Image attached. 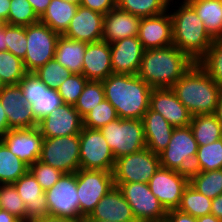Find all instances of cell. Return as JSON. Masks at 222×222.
<instances>
[{
  "instance_id": "obj_1",
  "label": "cell",
  "mask_w": 222,
  "mask_h": 222,
  "mask_svg": "<svg viewBox=\"0 0 222 222\" xmlns=\"http://www.w3.org/2000/svg\"><path fill=\"white\" fill-rule=\"evenodd\" d=\"M105 99L119 118L140 119L149 109L152 87L138 75L112 73L102 81Z\"/></svg>"
},
{
  "instance_id": "obj_2",
  "label": "cell",
  "mask_w": 222,
  "mask_h": 222,
  "mask_svg": "<svg viewBox=\"0 0 222 222\" xmlns=\"http://www.w3.org/2000/svg\"><path fill=\"white\" fill-rule=\"evenodd\" d=\"M194 64L174 45L146 49L137 75L152 88H171Z\"/></svg>"
},
{
  "instance_id": "obj_3",
  "label": "cell",
  "mask_w": 222,
  "mask_h": 222,
  "mask_svg": "<svg viewBox=\"0 0 222 222\" xmlns=\"http://www.w3.org/2000/svg\"><path fill=\"white\" fill-rule=\"evenodd\" d=\"M171 89L192 116L214 114L222 91L197 63Z\"/></svg>"
},
{
  "instance_id": "obj_4",
  "label": "cell",
  "mask_w": 222,
  "mask_h": 222,
  "mask_svg": "<svg viewBox=\"0 0 222 222\" xmlns=\"http://www.w3.org/2000/svg\"><path fill=\"white\" fill-rule=\"evenodd\" d=\"M170 10L172 19L173 45L187 54L195 63L207 52L213 39L207 33L201 18L186 2Z\"/></svg>"
},
{
  "instance_id": "obj_5",
  "label": "cell",
  "mask_w": 222,
  "mask_h": 222,
  "mask_svg": "<svg viewBox=\"0 0 222 222\" xmlns=\"http://www.w3.org/2000/svg\"><path fill=\"white\" fill-rule=\"evenodd\" d=\"M99 130L115 159L146 148L143 122L140 119L118 118Z\"/></svg>"
},
{
  "instance_id": "obj_6",
  "label": "cell",
  "mask_w": 222,
  "mask_h": 222,
  "mask_svg": "<svg viewBox=\"0 0 222 222\" xmlns=\"http://www.w3.org/2000/svg\"><path fill=\"white\" fill-rule=\"evenodd\" d=\"M198 144L190 126L175 127L168 146L159 154L161 167L190 174Z\"/></svg>"
},
{
  "instance_id": "obj_7",
  "label": "cell",
  "mask_w": 222,
  "mask_h": 222,
  "mask_svg": "<svg viewBox=\"0 0 222 222\" xmlns=\"http://www.w3.org/2000/svg\"><path fill=\"white\" fill-rule=\"evenodd\" d=\"M39 161L64 174L76 173L80 169L79 134L44 138Z\"/></svg>"
},
{
  "instance_id": "obj_8",
  "label": "cell",
  "mask_w": 222,
  "mask_h": 222,
  "mask_svg": "<svg viewBox=\"0 0 222 222\" xmlns=\"http://www.w3.org/2000/svg\"><path fill=\"white\" fill-rule=\"evenodd\" d=\"M76 185L81 221L91 214L101 198L114 187L113 172L79 169L76 172Z\"/></svg>"
},
{
  "instance_id": "obj_9",
  "label": "cell",
  "mask_w": 222,
  "mask_h": 222,
  "mask_svg": "<svg viewBox=\"0 0 222 222\" xmlns=\"http://www.w3.org/2000/svg\"><path fill=\"white\" fill-rule=\"evenodd\" d=\"M160 166L159 155L148 148L122 156L115 161L114 183H149Z\"/></svg>"
},
{
  "instance_id": "obj_10",
  "label": "cell",
  "mask_w": 222,
  "mask_h": 222,
  "mask_svg": "<svg viewBox=\"0 0 222 222\" xmlns=\"http://www.w3.org/2000/svg\"><path fill=\"white\" fill-rule=\"evenodd\" d=\"M59 36L41 22L26 26L27 51L23 60L26 72H34L54 59Z\"/></svg>"
},
{
  "instance_id": "obj_11",
  "label": "cell",
  "mask_w": 222,
  "mask_h": 222,
  "mask_svg": "<svg viewBox=\"0 0 222 222\" xmlns=\"http://www.w3.org/2000/svg\"><path fill=\"white\" fill-rule=\"evenodd\" d=\"M130 205L137 222L165 220L167 211L151 192L148 183H114Z\"/></svg>"
},
{
  "instance_id": "obj_12",
  "label": "cell",
  "mask_w": 222,
  "mask_h": 222,
  "mask_svg": "<svg viewBox=\"0 0 222 222\" xmlns=\"http://www.w3.org/2000/svg\"><path fill=\"white\" fill-rule=\"evenodd\" d=\"M45 194L49 216L80 221L76 173L63 174Z\"/></svg>"
},
{
  "instance_id": "obj_13",
  "label": "cell",
  "mask_w": 222,
  "mask_h": 222,
  "mask_svg": "<svg viewBox=\"0 0 222 222\" xmlns=\"http://www.w3.org/2000/svg\"><path fill=\"white\" fill-rule=\"evenodd\" d=\"M79 139L80 169L113 172L116 159L99 129L83 127Z\"/></svg>"
},
{
  "instance_id": "obj_14",
  "label": "cell",
  "mask_w": 222,
  "mask_h": 222,
  "mask_svg": "<svg viewBox=\"0 0 222 222\" xmlns=\"http://www.w3.org/2000/svg\"><path fill=\"white\" fill-rule=\"evenodd\" d=\"M148 184L165 210L170 211L178 208L183 191L189 184V175L160 166Z\"/></svg>"
},
{
  "instance_id": "obj_15",
  "label": "cell",
  "mask_w": 222,
  "mask_h": 222,
  "mask_svg": "<svg viewBox=\"0 0 222 222\" xmlns=\"http://www.w3.org/2000/svg\"><path fill=\"white\" fill-rule=\"evenodd\" d=\"M0 103L8 119L10 129L38 127L31 106L26 103L19 84L6 85L0 90Z\"/></svg>"
},
{
  "instance_id": "obj_16",
  "label": "cell",
  "mask_w": 222,
  "mask_h": 222,
  "mask_svg": "<svg viewBox=\"0 0 222 222\" xmlns=\"http://www.w3.org/2000/svg\"><path fill=\"white\" fill-rule=\"evenodd\" d=\"M43 139L38 127L10 129L0 137L11 153L28 166L39 160Z\"/></svg>"
},
{
  "instance_id": "obj_17",
  "label": "cell",
  "mask_w": 222,
  "mask_h": 222,
  "mask_svg": "<svg viewBox=\"0 0 222 222\" xmlns=\"http://www.w3.org/2000/svg\"><path fill=\"white\" fill-rule=\"evenodd\" d=\"M83 118L72 105L62 104L39 121L38 129L44 138L80 134Z\"/></svg>"
},
{
  "instance_id": "obj_18",
  "label": "cell",
  "mask_w": 222,
  "mask_h": 222,
  "mask_svg": "<svg viewBox=\"0 0 222 222\" xmlns=\"http://www.w3.org/2000/svg\"><path fill=\"white\" fill-rule=\"evenodd\" d=\"M171 4L163 14L141 18L137 37L145 50L173 45L172 19L169 13Z\"/></svg>"
},
{
  "instance_id": "obj_19",
  "label": "cell",
  "mask_w": 222,
  "mask_h": 222,
  "mask_svg": "<svg viewBox=\"0 0 222 222\" xmlns=\"http://www.w3.org/2000/svg\"><path fill=\"white\" fill-rule=\"evenodd\" d=\"M112 71L115 74L137 75L145 49L137 36L110 44Z\"/></svg>"
},
{
  "instance_id": "obj_20",
  "label": "cell",
  "mask_w": 222,
  "mask_h": 222,
  "mask_svg": "<svg viewBox=\"0 0 222 222\" xmlns=\"http://www.w3.org/2000/svg\"><path fill=\"white\" fill-rule=\"evenodd\" d=\"M149 108L160 113L172 126H189L192 114L178 100L171 88H153Z\"/></svg>"
},
{
  "instance_id": "obj_21",
  "label": "cell",
  "mask_w": 222,
  "mask_h": 222,
  "mask_svg": "<svg viewBox=\"0 0 222 222\" xmlns=\"http://www.w3.org/2000/svg\"><path fill=\"white\" fill-rule=\"evenodd\" d=\"M104 15L91 9L78 6L68 29L62 34L67 38L87 44L102 40Z\"/></svg>"
},
{
  "instance_id": "obj_22",
  "label": "cell",
  "mask_w": 222,
  "mask_h": 222,
  "mask_svg": "<svg viewBox=\"0 0 222 222\" xmlns=\"http://www.w3.org/2000/svg\"><path fill=\"white\" fill-rule=\"evenodd\" d=\"M26 209V222L48 216L45 191L31 171H27L13 183Z\"/></svg>"
},
{
  "instance_id": "obj_23",
  "label": "cell",
  "mask_w": 222,
  "mask_h": 222,
  "mask_svg": "<svg viewBox=\"0 0 222 222\" xmlns=\"http://www.w3.org/2000/svg\"><path fill=\"white\" fill-rule=\"evenodd\" d=\"M88 217L110 222H137L130 205L117 186L112 187L101 198Z\"/></svg>"
},
{
  "instance_id": "obj_24",
  "label": "cell",
  "mask_w": 222,
  "mask_h": 222,
  "mask_svg": "<svg viewBox=\"0 0 222 222\" xmlns=\"http://www.w3.org/2000/svg\"><path fill=\"white\" fill-rule=\"evenodd\" d=\"M112 73L110 44L103 40L87 44L82 74L89 81H103Z\"/></svg>"
},
{
  "instance_id": "obj_25",
  "label": "cell",
  "mask_w": 222,
  "mask_h": 222,
  "mask_svg": "<svg viewBox=\"0 0 222 222\" xmlns=\"http://www.w3.org/2000/svg\"><path fill=\"white\" fill-rule=\"evenodd\" d=\"M140 20L141 17L116 6L104 15L102 40L111 44L120 39L137 36Z\"/></svg>"
},
{
  "instance_id": "obj_26",
  "label": "cell",
  "mask_w": 222,
  "mask_h": 222,
  "mask_svg": "<svg viewBox=\"0 0 222 222\" xmlns=\"http://www.w3.org/2000/svg\"><path fill=\"white\" fill-rule=\"evenodd\" d=\"M142 122L146 148L159 155L168 146L175 127L150 108L143 115Z\"/></svg>"
},
{
  "instance_id": "obj_27",
  "label": "cell",
  "mask_w": 222,
  "mask_h": 222,
  "mask_svg": "<svg viewBox=\"0 0 222 222\" xmlns=\"http://www.w3.org/2000/svg\"><path fill=\"white\" fill-rule=\"evenodd\" d=\"M87 43L60 35L55 49V60L73 74H82Z\"/></svg>"
},
{
  "instance_id": "obj_28",
  "label": "cell",
  "mask_w": 222,
  "mask_h": 222,
  "mask_svg": "<svg viewBox=\"0 0 222 222\" xmlns=\"http://www.w3.org/2000/svg\"><path fill=\"white\" fill-rule=\"evenodd\" d=\"M201 18L210 37L222 38V7L219 0H185Z\"/></svg>"
},
{
  "instance_id": "obj_29",
  "label": "cell",
  "mask_w": 222,
  "mask_h": 222,
  "mask_svg": "<svg viewBox=\"0 0 222 222\" xmlns=\"http://www.w3.org/2000/svg\"><path fill=\"white\" fill-rule=\"evenodd\" d=\"M78 5L64 0H51L39 22L49 26L53 31L62 35L69 26L73 16L76 14Z\"/></svg>"
},
{
  "instance_id": "obj_30",
  "label": "cell",
  "mask_w": 222,
  "mask_h": 222,
  "mask_svg": "<svg viewBox=\"0 0 222 222\" xmlns=\"http://www.w3.org/2000/svg\"><path fill=\"white\" fill-rule=\"evenodd\" d=\"M189 126L198 146L210 144L222 138V124L214 114L192 116Z\"/></svg>"
},
{
  "instance_id": "obj_31",
  "label": "cell",
  "mask_w": 222,
  "mask_h": 222,
  "mask_svg": "<svg viewBox=\"0 0 222 222\" xmlns=\"http://www.w3.org/2000/svg\"><path fill=\"white\" fill-rule=\"evenodd\" d=\"M29 171V166L13 155L0 140V184H13Z\"/></svg>"
},
{
  "instance_id": "obj_32",
  "label": "cell",
  "mask_w": 222,
  "mask_h": 222,
  "mask_svg": "<svg viewBox=\"0 0 222 222\" xmlns=\"http://www.w3.org/2000/svg\"><path fill=\"white\" fill-rule=\"evenodd\" d=\"M222 169V138L213 143L198 146L192 172Z\"/></svg>"
},
{
  "instance_id": "obj_33",
  "label": "cell",
  "mask_w": 222,
  "mask_h": 222,
  "mask_svg": "<svg viewBox=\"0 0 222 222\" xmlns=\"http://www.w3.org/2000/svg\"><path fill=\"white\" fill-rule=\"evenodd\" d=\"M189 184L207 198L222 195V169L189 174Z\"/></svg>"
},
{
  "instance_id": "obj_34",
  "label": "cell",
  "mask_w": 222,
  "mask_h": 222,
  "mask_svg": "<svg viewBox=\"0 0 222 222\" xmlns=\"http://www.w3.org/2000/svg\"><path fill=\"white\" fill-rule=\"evenodd\" d=\"M169 0H116V6L139 17H152L169 9Z\"/></svg>"
},
{
  "instance_id": "obj_35",
  "label": "cell",
  "mask_w": 222,
  "mask_h": 222,
  "mask_svg": "<svg viewBox=\"0 0 222 222\" xmlns=\"http://www.w3.org/2000/svg\"><path fill=\"white\" fill-rule=\"evenodd\" d=\"M212 199L198 192L190 184L183 191L178 210L198 218L210 214Z\"/></svg>"
},
{
  "instance_id": "obj_36",
  "label": "cell",
  "mask_w": 222,
  "mask_h": 222,
  "mask_svg": "<svg viewBox=\"0 0 222 222\" xmlns=\"http://www.w3.org/2000/svg\"><path fill=\"white\" fill-rule=\"evenodd\" d=\"M196 63L222 87V38L214 39L207 52Z\"/></svg>"
},
{
  "instance_id": "obj_37",
  "label": "cell",
  "mask_w": 222,
  "mask_h": 222,
  "mask_svg": "<svg viewBox=\"0 0 222 222\" xmlns=\"http://www.w3.org/2000/svg\"><path fill=\"white\" fill-rule=\"evenodd\" d=\"M62 104L64 103L58 91L47 87L40 80V95L35 100V103L31 105L36 120L39 122Z\"/></svg>"
},
{
  "instance_id": "obj_38",
  "label": "cell",
  "mask_w": 222,
  "mask_h": 222,
  "mask_svg": "<svg viewBox=\"0 0 222 222\" xmlns=\"http://www.w3.org/2000/svg\"><path fill=\"white\" fill-rule=\"evenodd\" d=\"M26 73L23 60L9 51L0 52V76L6 85L18 84Z\"/></svg>"
},
{
  "instance_id": "obj_39",
  "label": "cell",
  "mask_w": 222,
  "mask_h": 222,
  "mask_svg": "<svg viewBox=\"0 0 222 222\" xmlns=\"http://www.w3.org/2000/svg\"><path fill=\"white\" fill-rule=\"evenodd\" d=\"M104 99L105 95L102 81H88L74 107L83 118Z\"/></svg>"
},
{
  "instance_id": "obj_40",
  "label": "cell",
  "mask_w": 222,
  "mask_h": 222,
  "mask_svg": "<svg viewBox=\"0 0 222 222\" xmlns=\"http://www.w3.org/2000/svg\"><path fill=\"white\" fill-rule=\"evenodd\" d=\"M0 209L26 222L25 204L13 184H0Z\"/></svg>"
},
{
  "instance_id": "obj_41",
  "label": "cell",
  "mask_w": 222,
  "mask_h": 222,
  "mask_svg": "<svg viewBox=\"0 0 222 222\" xmlns=\"http://www.w3.org/2000/svg\"><path fill=\"white\" fill-rule=\"evenodd\" d=\"M34 73L47 87L56 90L72 74L55 58L39 67Z\"/></svg>"
},
{
  "instance_id": "obj_42",
  "label": "cell",
  "mask_w": 222,
  "mask_h": 222,
  "mask_svg": "<svg viewBox=\"0 0 222 222\" xmlns=\"http://www.w3.org/2000/svg\"><path fill=\"white\" fill-rule=\"evenodd\" d=\"M118 118L116 109L104 99L83 117V127L100 129Z\"/></svg>"
},
{
  "instance_id": "obj_43",
  "label": "cell",
  "mask_w": 222,
  "mask_h": 222,
  "mask_svg": "<svg viewBox=\"0 0 222 222\" xmlns=\"http://www.w3.org/2000/svg\"><path fill=\"white\" fill-rule=\"evenodd\" d=\"M38 22L39 17L28 0H10L8 24L25 27Z\"/></svg>"
},
{
  "instance_id": "obj_44",
  "label": "cell",
  "mask_w": 222,
  "mask_h": 222,
  "mask_svg": "<svg viewBox=\"0 0 222 222\" xmlns=\"http://www.w3.org/2000/svg\"><path fill=\"white\" fill-rule=\"evenodd\" d=\"M89 80L83 74H71L57 89L63 103L74 106Z\"/></svg>"
},
{
  "instance_id": "obj_45",
  "label": "cell",
  "mask_w": 222,
  "mask_h": 222,
  "mask_svg": "<svg viewBox=\"0 0 222 222\" xmlns=\"http://www.w3.org/2000/svg\"><path fill=\"white\" fill-rule=\"evenodd\" d=\"M7 51L24 60L27 51L26 26L6 24Z\"/></svg>"
},
{
  "instance_id": "obj_46",
  "label": "cell",
  "mask_w": 222,
  "mask_h": 222,
  "mask_svg": "<svg viewBox=\"0 0 222 222\" xmlns=\"http://www.w3.org/2000/svg\"><path fill=\"white\" fill-rule=\"evenodd\" d=\"M29 170L35 176L37 182L44 191L50 189L64 173L39 160L29 166Z\"/></svg>"
},
{
  "instance_id": "obj_47",
  "label": "cell",
  "mask_w": 222,
  "mask_h": 222,
  "mask_svg": "<svg viewBox=\"0 0 222 222\" xmlns=\"http://www.w3.org/2000/svg\"><path fill=\"white\" fill-rule=\"evenodd\" d=\"M18 84L26 103L31 106L40 95V79L34 72H27Z\"/></svg>"
},
{
  "instance_id": "obj_48",
  "label": "cell",
  "mask_w": 222,
  "mask_h": 222,
  "mask_svg": "<svg viewBox=\"0 0 222 222\" xmlns=\"http://www.w3.org/2000/svg\"><path fill=\"white\" fill-rule=\"evenodd\" d=\"M80 6L105 15L116 7V0H82Z\"/></svg>"
},
{
  "instance_id": "obj_49",
  "label": "cell",
  "mask_w": 222,
  "mask_h": 222,
  "mask_svg": "<svg viewBox=\"0 0 222 222\" xmlns=\"http://www.w3.org/2000/svg\"><path fill=\"white\" fill-rule=\"evenodd\" d=\"M165 220L167 222H197V218L178 209L167 211Z\"/></svg>"
},
{
  "instance_id": "obj_50",
  "label": "cell",
  "mask_w": 222,
  "mask_h": 222,
  "mask_svg": "<svg viewBox=\"0 0 222 222\" xmlns=\"http://www.w3.org/2000/svg\"><path fill=\"white\" fill-rule=\"evenodd\" d=\"M28 1L39 18L44 14L46 9L48 8V5L51 2V0H28Z\"/></svg>"
},
{
  "instance_id": "obj_51",
  "label": "cell",
  "mask_w": 222,
  "mask_h": 222,
  "mask_svg": "<svg viewBox=\"0 0 222 222\" xmlns=\"http://www.w3.org/2000/svg\"><path fill=\"white\" fill-rule=\"evenodd\" d=\"M215 217L222 221V195L212 199L211 212Z\"/></svg>"
},
{
  "instance_id": "obj_52",
  "label": "cell",
  "mask_w": 222,
  "mask_h": 222,
  "mask_svg": "<svg viewBox=\"0 0 222 222\" xmlns=\"http://www.w3.org/2000/svg\"><path fill=\"white\" fill-rule=\"evenodd\" d=\"M8 131V119L4 108L0 103V137Z\"/></svg>"
},
{
  "instance_id": "obj_53",
  "label": "cell",
  "mask_w": 222,
  "mask_h": 222,
  "mask_svg": "<svg viewBox=\"0 0 222 222\" xmlns=\"http://www.w3.org/2000/svg\"><path fill=\"white\" fill-rule=\"evenodd\" d=\"M31 222H81V221H75L72 219H67V218H61V217H55V216H46L42 217L36 220H33Z\"/></svg>"
},
{
  "instance_id": "obj_54",
  "label": "cell",
  "mask_w": 222,
  "mask_h": 222,
  "mask_svg": "<svg viewBox=\"0 0 222 222\" xmlns=\"http://www.w3.org/2000/svg\"><path fill=\"white\" fill-rule=\"evenodd\" d=\"M10 9V0H0V17L8 24V15Z\"/></svg>"
},
{
  "instance_id": "obj_55",
  "label": "cell",
  "mask_w": 222,
  "mask_h": 222,
  "mask_svg": "<svg viewBox=\"0 0 222 222\" xmlns=\"http://www.w3.org/2000/svg\"><path fill=\"white\" fill-rule=\"evenodd\" d=\"M0 222H21L14 215L8 213L6 210L0 209Z\"/></svg>"
},
{
  "instance_id": "obj_56",
  "label": "cell",
  "mask_w": 222,
  "mask_h": 222,
  "mask_svg": "<svg viewBox=\"0 0 222 222\" xmlns=\"http://www.w3.org/2000/svg\"><path fill=\"white\" fill-rule=\"evenodd\" d=\"M7 51L6 45V26L0 29V52Z\"/></svg>"
},
{
  "instance_id": "obj_57",
  "label": "cell",
  "mask_w": 222,
  "mask_h": 222,
  "mask_svg": "<svg viewBox=\"0 0 222 222\" xmlns=\"http://www.w3.org/2000/svg\"><path fill=\"white\" fill-rule=\"evenodd\" d=\"M214 115L218 119V121L222 124V91L219 96L218 104L216 106V110L214 112Z\"/></svg>"
},
{
  "instance_id": "obj_58",
  "label": "cell",
  "mask_w": 222,
  "mask_h": 222,
  "mask_svg": "<svg viewBox=\"0 0 222 222\" xmlns=\"http://www.w3.org/2000/svg\"><path fill=\"white\" fill-rule=\"evenodd\" d=\"M197 222H222L220 219L215 217L213 214H208L197 218Z\"/></svg>"
},
{
  "instance_id": "obj_59",
  "label": "cell",
  "mask_w": 222,
  "mask_h": 222,
  "mask_svg": "<svg viewBox=\"0 0 222 222\" xmlns=\"http://www.w3.org/2000/svg\"><path fill=\"white\" fill-rule=\"evenodd\" d=\"M81 222H110V221H103V220H97V219H91L88 216L84 217Z\"/></svg>"
},
{
  "instance_id": "obj_60",
  "label": "cell",
  "mask_w": 222,
  "mask_h": 222,
  "mask_svg": "<svg viewBox=\"0 0 222 222\" xmlns=\"http://www.w3.org/2000/svg\"><path fill=\"white\" fill-rule=\"evenodd\" d=\"M64 1H67L71 4H75L79 6L82 0H64Z\"/></svg>"
},
{
  "instance_id": "obj_61",
  "label": "cell",
  "mask_w": 222,
  "mask_h": 222,
  "mask_svg": "<svg viewBox=\"0 0 222 222\" xmlns=\"http://www.w3.org/2000/svg\"><path fill=\"white\" fill-rule=\"evenodd\" d=\"M6 21L0 17V29L4 28L6 26Z\"/></svg>"
},
{
  "instance_id": "obj_62",
  "label": "cell",
  "mask_w": 222,
  "mask_h": 222,
  "mask_svg": "<svg viewBox=\"0 0 222 222\" xmlns=\"http://www.w3.org/2000/svg\"><path fill=\"white\" fill-rule=\"evenodd\" d=\"M4 86H6V84L3 82V80H2V78H1V76H0V90H1Z\"/></svg>"
}]
</instances>
